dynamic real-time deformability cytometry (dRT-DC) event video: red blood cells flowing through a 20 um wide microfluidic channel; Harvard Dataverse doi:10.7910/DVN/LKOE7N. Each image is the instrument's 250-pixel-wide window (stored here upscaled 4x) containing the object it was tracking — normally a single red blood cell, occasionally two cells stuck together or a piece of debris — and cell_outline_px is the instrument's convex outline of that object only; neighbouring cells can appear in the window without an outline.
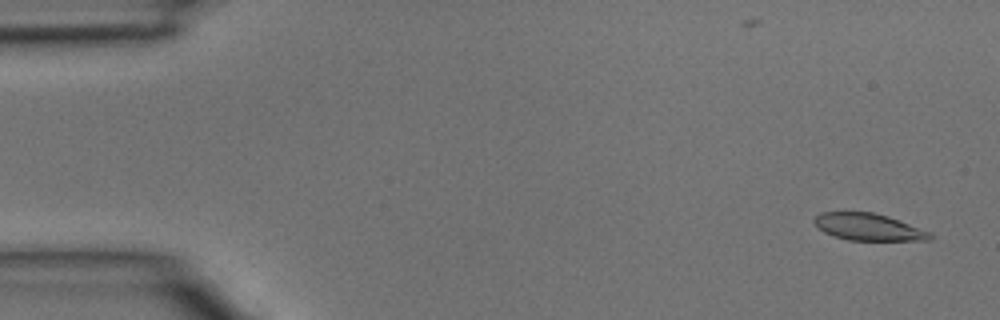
{"species": "common noctule bat (a hibernating species)", "species_latin": "Nyctalus noctula", "temperature_condition": "room temperature", "stored_images_in_passage": 5, "camera_frame_rate_fps": 3000, "um_per_image_px": 0.085, "animal": {"sex": "male", "body_mass_g": 15.6}, "frame": {"image": 1, "passage_image": 1, "time_ms": 0.0, "image_size_px": [1000, 320], "cell_outline_px": [[932, 240], [848, 240], [824, 232], [812, 220], [820, 212], [872, 212], [888, 216], [932, 232]], "centroid_in_image_um": [73.85, 19.29], "position_along_channel_um": 11.2, "area_um2": 18.09}}
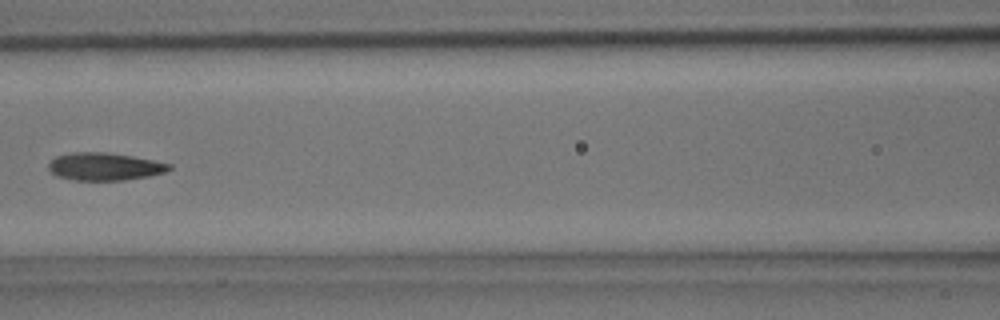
{"frame": {"image": 2, "passage_image": 5, "time_ms": 1.333, "image_size_px": [1000, 320], "cell_outline_px": [[172, 168], [164, 172], [148, 176], [124, 180], [72, 180], [56, 176], [48, 168], [48, 164], [56, 156], [72, 152], [104, 152], [132, 156], [172, 164]], "centroid_in_image_um": [8.87, 14.16], "position_along_channel_um": 157.7, "area_um2": 19.36}}